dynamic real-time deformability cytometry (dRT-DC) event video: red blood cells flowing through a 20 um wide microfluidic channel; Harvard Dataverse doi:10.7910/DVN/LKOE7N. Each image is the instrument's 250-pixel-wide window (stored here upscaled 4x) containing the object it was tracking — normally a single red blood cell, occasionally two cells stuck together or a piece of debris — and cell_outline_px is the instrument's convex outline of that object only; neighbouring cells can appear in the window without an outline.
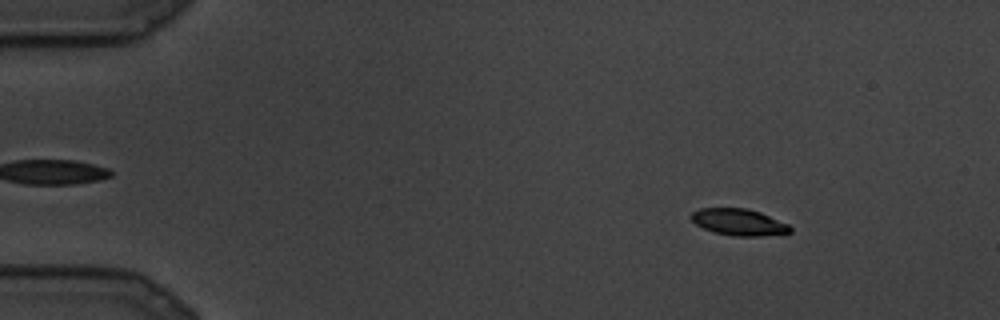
{"species": "common noctule bat (a hibernating species)", "species_latin": "Nyctalus noctula", "temperature_condition": "cold", "stored_images_in_passage": 11, "camera_frame_rate_fps": 3000, "um_per_image_px": 0.085, "animal": {"sex": "male", "body_mass_g": 19.5, "forearm_length_mm": 54.6}, "frame": {"image": 1, "passage_image": 3, "time_ms": 0.667, "image_size_px": [1000, 320], "cell_outline_px": [[792, 232], [764, 236], [732, 236], [716, 232], [704, 228], [696, 224], [688, 216], [692, 212], [700, 208], [748, 208], [760, 212], [788, 224], [792, 228]], "centroid_in_image_um": [62.8, 18.87], "position_along_channel_um": 22.2, "area_um2": 15.37}}
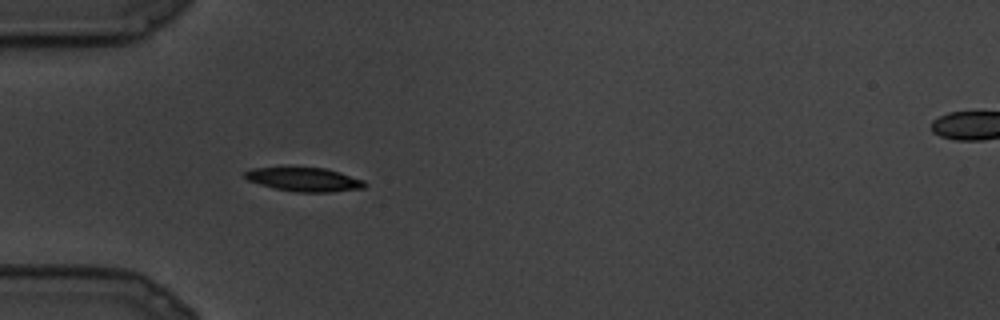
{"frame": {"image": 2, "passage_image": 8, "time_ms": 2.333, "image_size_px": [1000, 320], "cell_outline_px": [[368, 184], [364, 188], [332, 192], [296, 192], [276, 188], [260, 184], [248, 180], [244, 176], [244, 172], [252, 168], [324, 168], [340, 172], [364, 180]], "centroid_in_image_um": [25.91, 15.26], "position_along_channel_um": 59.1, "area_um2": 16.47}}
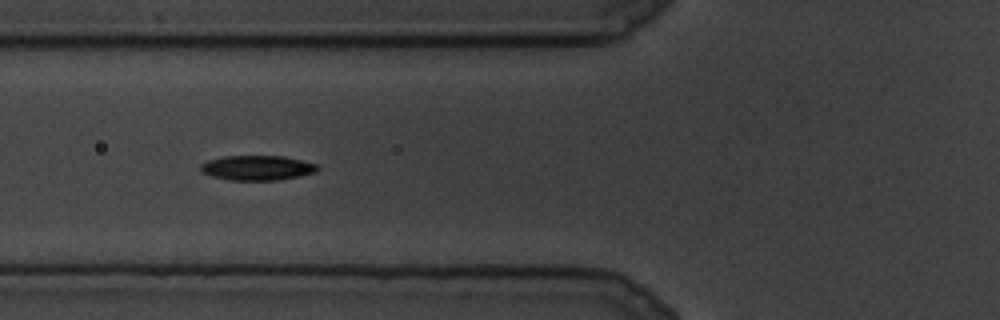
{"frame": {"image": 3, "passage_image": 10, "time_ms": 3.0, "image_size_px": [1000, 320], "cell_outline_px": [[320, 168], [316, 172], [280, 180], [232, 180], [212, 176], [200, 172], [200, 164], [208, 160], [224, 156], [284, 156], [316, 164]], "centroid_in_image_um": [21.85, 14.26], "position_along_channel_um": 104.0, "area_um2": 16.88}}